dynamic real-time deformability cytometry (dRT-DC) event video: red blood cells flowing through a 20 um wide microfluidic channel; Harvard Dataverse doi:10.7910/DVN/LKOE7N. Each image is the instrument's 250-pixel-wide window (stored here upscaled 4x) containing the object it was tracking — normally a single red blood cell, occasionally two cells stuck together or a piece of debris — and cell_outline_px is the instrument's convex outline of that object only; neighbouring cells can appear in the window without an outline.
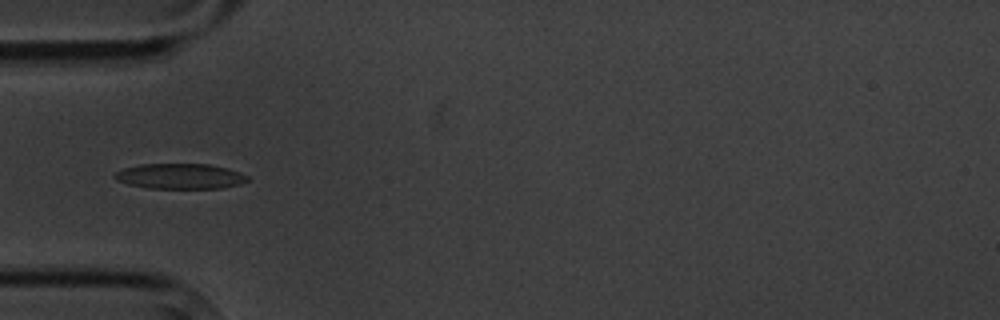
{"species": "common noctule bat (a hibernating species)", "species_latin": "Nyctalus noctula", "temperature_condition": "cold", "stored_images_in_passage": 8, "camera_frame_rate_fps": 3000, "um_per_image_px": 0.085, "animal": {"sex": "male", "body_mass_g": 20.1, "forearm_length_mm": 53.5}, "frame": {"image": 1, "passage_image": 4, "time_ms": 3.667, "image_size_px": [1000, 320], "cell_outline_px": [[252, 180], [240, 184], [220, 188], [148, 188], [128, 184], [116, 180], [112, 176], [116, 172], [124, 168], [140, 164], [208, 164], [228, 168], [240, 172], [248, 176]], "centroid_in_image_um": [15.33, 14.98], "position_along_channel_um": 69.7, "area_um2": 19.71}}
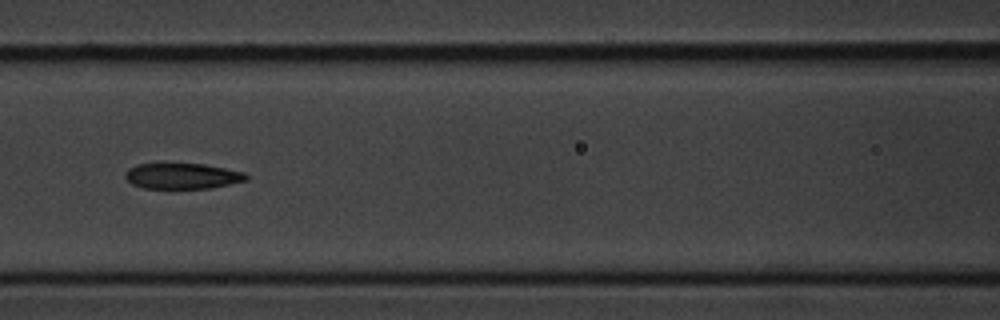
{"frame": {"image": 2, "passage_image": 6, "time_ms": 6.0, "image_size_px": [1000, 320], "cell_outline_px": [[248, 180], [212, 188], [144, 188], [132, 184], [124, 176], [124, 172], [128, 168], [136, 164], [204, 164], [244, 172], [248, 176]], "centroid_in_image_um": [15.49, 14.96], "position_along_channel_um": 151.1, "area_um2": 18.09}}
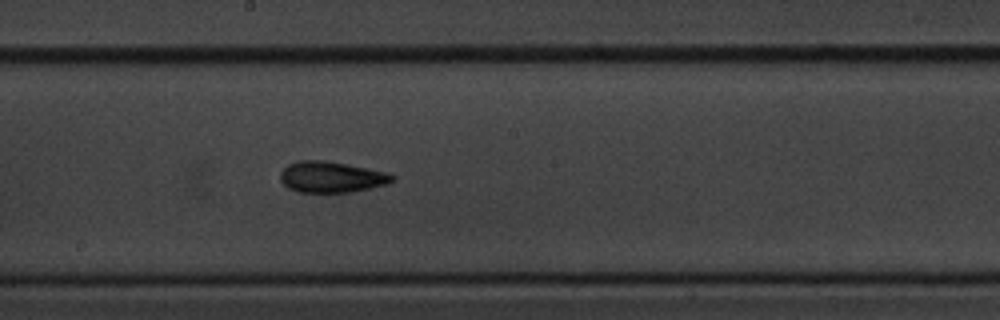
{"frame": {"image": 3, "passage_image": 8, "time_ms": 8.0, "image_size_px": [1000, 320], "cell_outline_px": [[396, 180], [388, 184], [348, 192], [300, 192], [288, 188], [280, 180], [280, 172], [288, 164], [300, 160], [324, 160], [384, 172], [396, 176]], "centroid_in_image_um": [28.14, 15.05], "position_along_channel_um": 220.1, "area_um2": 20.0}}